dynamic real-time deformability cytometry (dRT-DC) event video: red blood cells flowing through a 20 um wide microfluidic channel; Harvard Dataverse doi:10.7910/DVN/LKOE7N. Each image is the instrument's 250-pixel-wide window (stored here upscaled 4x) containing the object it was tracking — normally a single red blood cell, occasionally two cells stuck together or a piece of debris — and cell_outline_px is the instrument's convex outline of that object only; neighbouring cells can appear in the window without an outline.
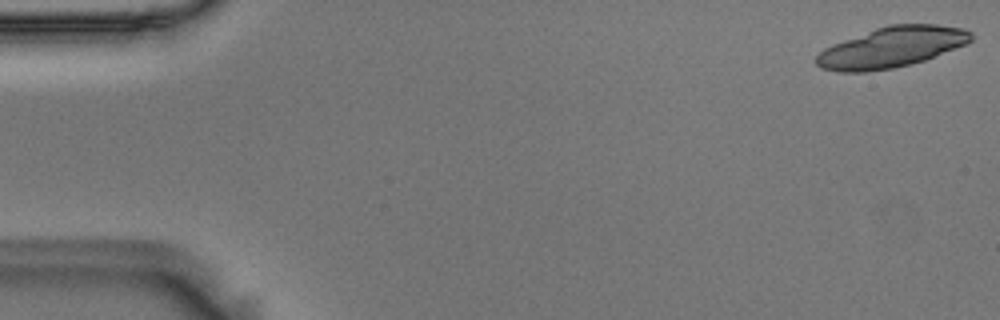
{"species": "Egyptian fruit bat (a non-hibernating species)", "species_latin": "Rousettus aegyptiacus", "temperature_condition": "room temperature", "stored_images_in_passage": 14, "camera_frame_rate_fps": 3000, "um_per_image_px": 0.085, "animal": {"sex": "male"}, "frame": {"image": 1, "passage_image": 1, "time_ms": 0.0, "image_size_px": [1000, 320], "cell_outline_px": [[972, 40], [968, 44], [924, 60], [892, 68], [864, 72], [840, 72], [820, 68], [816, 64], [816, 56], [824, 48], [832, 44], [876, 28], [888, 24], [936, 24], [964, 28], [972, 32]], "centroid_in_image_um": [75.8, 4.01], "position_along_channel_um": 9.2, "area_um2": 36.53}}